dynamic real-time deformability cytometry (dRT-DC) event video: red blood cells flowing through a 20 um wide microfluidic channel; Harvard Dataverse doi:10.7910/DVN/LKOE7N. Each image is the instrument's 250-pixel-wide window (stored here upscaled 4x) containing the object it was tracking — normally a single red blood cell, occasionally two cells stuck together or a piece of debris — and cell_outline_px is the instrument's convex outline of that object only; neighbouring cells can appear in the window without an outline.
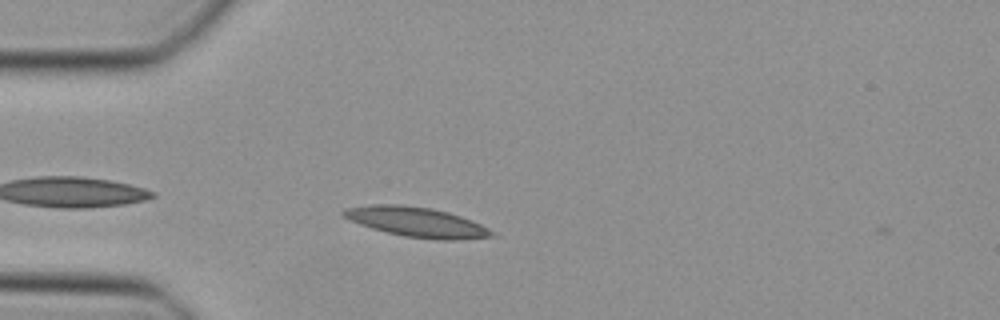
{"species": "Egyptian fruit bat (a non-hibernating species)", "species_latin": "Rousettus aegyptiacus", "temperature_condition": "cold", "stored_images_in_passage": 21, "camera_frame_rate_fps": 3000, "um_per_image_px": 0.085, "animal": {"sex": "female"}, "frame": {"image": 1, "passage_image": 1, "time_ms": 0.0, "image_size_px": [1000, 320], "cell_outline_px": [[500, 236], [456, 240], [436, 240], [404, 236], [372, 228], [360, 224], [344, 216], [340, 212], [344, 208], [372, 204], [400, 204], [432, 208], [448, 212], [472, 220], [488, 228]], "centroid_in_image_um": [35.46, 18.87], "position_along_channel_um": 49.5, "area_um2": 25.84}}
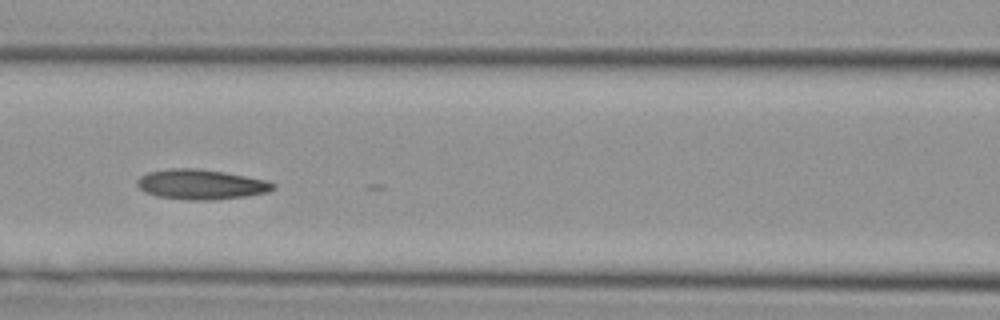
{"frame": {"image": 2, "passage_image": 9, "time_ms": 2.667, "image_size_px": [1000, 320], "cell_outline_px": [[276, 188], [268, 192], [244, 196], [212, 200], [188, 200], [160, 196], [144, 192], [136, 184], [136, 180], [140, 176], [148, 172], [172, 168], [196, 168], [224, 172], [264, 180], [276, 184]], "centroid_in_image_um": [17.06, 15.67], "position_along_channel_um": 149.5, "area_um2": 23.58}}
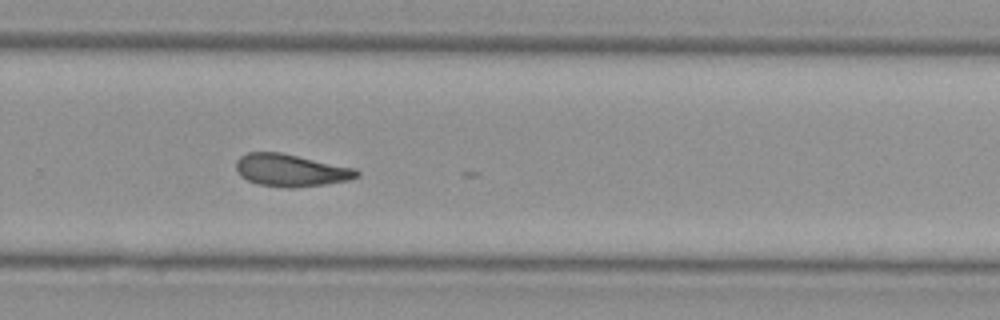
{"frame": {"image": 3, "passage_image": 20, "time_ms": 6.333, "image_size_px": [1000, 320], "cell_outline_px": [[360, 176], [348, 180], [324, 184], [296, 188], [288, 188], [256, 184], [240, 176], [236, 168], [236, 160], [240, 156], [248, 152], [280, 152], [356, 168], [360, 172]], "centroid_in_image_um": [24.72, 14.47], "position_along_channel_um": 305.1, "area_um2": 22.89}}